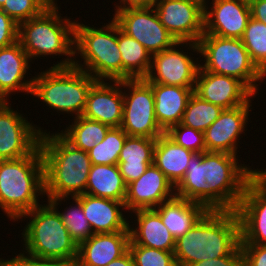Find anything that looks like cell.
I'll use <instances>...</instances> for the list:
<instances>
[{
    "instance_id": "6da1fadb",
    "label": "cell",
    "mask_w": 266,
    "mask_h": 266,
    "mask_svg": "<svg viewBox=\"0 0 266 266\" xmlns=\"http://www.w3.org/2000/svg\"><path fill=\"white\" fill-rule=\"evenodd\" d=\"M240 244V221L235 210H208L175 241L177 266L228 256Z\"/></svg>"
},
{
    "instance_id": "7a4b0ae2",
    "label": "cell",
    "mask_w": 266,
    "mask_h": 266,
    "mask_svg": "<svg viewBox=\"0 0 266 266\" xmlns=\"http://www.w3.org/2000/svg\"><path fill=\"white\" fill-rule=\"evenodd\" d=\"M45 129L39 146L44 162L45 199L76 197L86 191L92 163L88 152L75 148L60 133Z\"/></svg>"
},
{
    "instance_id": "3957f363",
    "label": "cell",
    "mask_w": 266,
    "mask_h": 266,
    "mask_svg": "<svg viewBox=\"0 0 266 266\" xmlns=\"http://www.w3.org/2000/svg\"><path fill=\"white\" fill-rule=\"evenodd\" d=\"M57 2L54 1L39 16L18 25V41L28 54L31 63L37 58L50 56L56 59L58 56L62 59L53 63L51 67L74 65L76 19L62 17L63 14L60 13ZM63 56L66 58L64 59Z\"/></svg>"
},
{
    "instance_id": "277c9868",
    "label": "cell",
    "mask_w": 266,
    "mask_h": 266,
    "mask_svg": "<svg viewBox=\"0 0 266 266\" xmlns=\"http://www.w3.org/2000/svg\"><path fill=\"white\" fill-rule=\"evenodd\" d=\"M40 197L46 198L40 146L28 156L0 160V210L10 221L41 205Z\"/></svg>"
},
{
    "instance_id": "5b68a950",
    "label": "cell",
    "mask_w": 266,
    "mask_h": 266,
    "mask_svg": "<svg viewBox=\"0 0 266 266\" xmlns=\"http://www.w3.org/2000/svg\"><path fill=\"white\" fill-rule=\"evenodd\" d=\"M42 202L47 204L43 203L33 208L17 220H29L21 229L23 250L20 251L37 259L75 262L77 243L69 235L58 211L48 201Z\"/></svg>"
},
{
    "instance_id": "8992f818",
    "label": "cell",
    "mask_w": 266,
    "mask_h": 266,
    "mask_svg": "<svg viewBox=\"0 0 266 266\" xmlns=\"http://www.w3.org/2000/svg\"><path fill=\"white\" fill-rule=\"evenodd\" d=\"M110 18L112 20L100 28L94 25L91 27L89 23L85 25L76 19L74 66L84 70L96 80L122 81L118 24L112 17Z\"/></svg>"
},
{
    "instance_id": "52a82bcc",
    "label": "cell",
    "mask_w": 266,
    "mask_h": 266,
    "mask_svg": "<svg viewBox=\"0 0 266 266\" xmlns=\"http://www.w3.org/2000/svg\"><path fill=\"white\" fill-rule=\"evenodd\" d=\"M97 80L77 67H49L33 76L30 95L48 109L72 118L82 116L88 92ZM55 110V111H54Z\"/></svg>"
},
{
    "instance_id": "ba28073f",
    "label": "cell",
    "mask_w": 266,
    "mask_h": 266,
    "mask_svg": "<svg viewBox=\"0 0 266 266\" xmlns=\"http://www.w3.org/2000/svg\"><path fill=\"white\" fill-rule=\"evenodd\" d=\"M198 46L199 56L204 58L200 59L203 70L235 77L257 95L266 76L252 62L241 39L203 34Z\"/></svg>"
},
{
    "instance_id": "9c48e42d",
    "label": "cell",
    "mask_w": 266,
    "mask_h": 266,
    "mask_svg": "<svg viewBox=\"0 0 266 266\" xmlns=\"http://www.w3.org/2000/svg\"><path fill=\"white\" fill-rule=\"evenodd\" d=\"M237 155L203 152V172L211 186V210H236L250 180V166ZM240 162V163H239Z\"/></svg>"
},
{
    "instance_id": "30bf717a",
    "label": "cell",
    "mask_w": 266,
    "mask_h": 266,
    "mask_svg": "<svg viewBox=\"0 0 266 266\" xmlns=\"http://www.w3.org/2000/svg\"><path fill=\"white\" fill-rule=\"evenodd\" d=\"M190 50L197 56L200 54L195 42H177L173 47L153 54L149 73L144 80L147 83L195 88L201 57H192L194 53Z\"/></svg>"
},
{
    "instance_id": "8fae6325",
    "label": "cell",
    "mask_w": 266,
    "mask_h": 266,
    "mask_svg": "<svg viewBox=\"0 0 266 266\" xmlns=\"http://www.w3.org/2000/svg\"><path fill=\"white\" fill-rule=\"evenodd\" d=\"M123 118L121 128L128 136L158 138L165 131L154 111L152 87L144 79L122 80ZM126 90V91H125Z\"/></svg>"
},
{
    "instance_id": "7c38bea8",
    "label": "cell",
    "mask_w": 266,
    "mask_h": 266,
    "mask_svg": "<svg viewBox=\"0 0 266 266\" xmlns=\"http://www.w3.org/2000/svg\"><path fill=\"white\" fill-rule=\"evenodd\" d=\"M120 29L140 42L151 55L173 47L178 41L160 22L154 7L114 8Z\"/></svg>"
},
{
    "instance_id": "4fadbf2b",
    "label": "cell",
    "mask_w": 266,
    "mask_h": 266,
    "mask_svg": "<svg viewBox=\"0 0 266 266\" xmlns=\"http://www.w3.org/2000/svg\"><path fill=\"white\" fill-rule=\"evenodd\" d=\"M0 101V160H14L30 155L38 146L44 127L28 121L22 111ZM20 113H19V112Z\"/></svg>"
},
{
    "instance_id": "5bb4252c",
    "label": "cell",
    "mask_w": 266,
    "mask_h": 266,
    "mask_svg": "<svg viewBox=\"0 0 266 266\" xmlns=\"http://www.w3.org/2000/svg\"><path fill=\"white\" fill-rule=\"evenodd\" d=\"M160 22L178 42L198 43L204 34V8L188 0H158Z\"/></svg>"
},
{
    "instance_id": "9a60e30c",
    "label": "cell",
    "mask_w": 266,
    "mask_h": 266,
    "mask_svg": "<svg viewBox=\"0 0 266 266\" xmlns=\"http://www.w3.org/2000/svg\"><path fill=\"white\" fill-rule=\"evenodd\" d=\"M254 97L256 95L245 105L223 109L220 116L204 131L206 151L241 156L238 155L239 150L237 149L238 147L241 148L240 136L242 134L246 135L247 124L251 121L250 118H253L249 117V113L253 111L251 103L254 101Z\"/></svg>"
},
{
    "instance_id": "2e32d148",
    "label": "cell",
    "mask_w": 266,
    "mask_h": 266,
    "mask_svg": "<svg viewBox=\"0 0 266 266\" xmlns=\"http://www.w3.org/2000/svg\"><path fill=\"white\" fill-rule=\"evenodd\" d=\"M250 18L248 0H212L204 9V34L241 39Z\"/></svg>"
},
{
    "instance_id": "e0dca14e",
    "label": "cell",
    "mask_w": 266,
    "mask_h": 266,
    "mask_svg": "<svg viewBox=\"0 0 266 266\" xmlns=\"http://www.w3.org/2000/svg\"><path fill=\"white\" fill-rule=\"evenodd\" d=\"M194 93L222 109L245 105L255 94L239 79L198 70Z\"/></svg>"
},
{
    "instance_id": "ac0fdd59",
    "label": "cell",
    "mask_w": 266,
    "mask_h": 266,
    "mask_svg": "<svg viewBox=\"0 0 266 266\" xmlns=\"http://www.w3.org/2000/svg\"><path fill=\"white\" fill-rule=\"evenodd\" d=\"M174 196V185L153 163L138 179L127 184L124 204L130 213L138 209H154Z\"/></svg>"
},
{
    "instance_id": "d6986e66",
    "label": "cell",
    "mask_w": 266,
    "mask_h": 266,
    "mask_svg": "<svg viewBox=\"0 0 266 266\" xmlns=\"http://www.w3.org/2000/svg\"><path fill=\"white\" fill-rule=\"evenodd\" d=\"M235 211L240 221V245H266V193L249 180Z\"/></svg>"
},
{
    "instance_id": "ffe728a7",
    "label": "cell",
    "mask_w": 266,
    "mask_h": 266,
    "mask_svg": "<svg viewBox=\"0 0 266 266\" xmlns=\"http://www.w3.org/2000/svg\"><path fill=\"white\" fill-rule=\"evenodd\" d=\"M123 107L122 81L97 80L88 92L82 116L109 127H121Z\"/></svg>"
},
{
    "instance_id": "44dd1931",
    "label": "cell",
    "mask_w": 266,
    "mask_h": 266,
    "mask_svg": "<svg viewBox=\"0 0 266 266\" xmlns=\"http://www.w3.org/2000/svg\"><path fill=\"white\" fill-rule=\"evenodd\" d=\"M31 67L28 54L19 41L0 48V101L9 102L12 93H31L33 76L28 72Z\"/></svg>"
},
{
    "instance_id": "7402d4cb",
    "label": "cell",
    "mask_w": 266,
    "mask_h": 266,
    "mask_svg": "<svg viewBox=\"0 0 266 266\" xmlns=\"http://www.w3.org/2000/svg\"><path fill=\"white\" fill-rule=\"evenodd\" d=\"M76 198L81 202L83 213L94 234L129 231L130 220L129 216H125L128 211L123 202L86 193Z\"/></svg>"
},
{
    "instance_id": "603a6c76",
    "label": "cell",
    "mask_w": 266,
    "mask_h": 266,
    "mask_svg": "<svg viewBox=\"0 0 266 266\" xmlns=\"http://www.w3.org/2000/svg\"><path fill=\"white\" fill-rule=\"evenodd\" d=\"M130 231L93 234L78 245L76 262L81 266H106L129 250Z\"/></svg>"
},
{
    "instance_id": "cb8c5ba5",
    "label": "cell",
    "mask_w": 266,
    "mask_h": 266,
    "mask_svg": "<svg viewBox=\"0 0 266 266\" xmlns=\"http://www.w3.org/2000/svg\"><path fill=\"white\" fill-rule=\"evenodd\" d=\"M129 214L131 216L129 218L135 216L134 223L133 220L129 222V245L146 246L169 252L174 251L176 240L164 226L160 215L154 209H138Z\"/></svg>"
},
{
    "instance_id": "d4e9b609",
    "label": "cell",
    "mask_w": 266,
    "mask_h": 266,
    "mask_svg": "<svg viewBox=\"0 0 266 266\" xmlns=\"http://www.w3.org/2000/svg\"><path fill=\"white\" fill-rule=\"evenodd\" d=\"M153 90L154 111L159 126L166 132L179 124L194 88L148 83Z\"/></svg>"
},
{
    "instance_id": "484cf974",
    "label": "cell",
    "mask_w": 266,
    "mask_h": 266,
    "mask_svg": "<svg viewBox=\"0 0 266 266\" xmlns=\"http://www.w3.org/2000/svg\"><path fill=\"white\" fill-rule=\"evenodd\" d=\"M154 210L174 239L185 235L208 211L201 203L174 196Z\"/></svg>"
},
{
    "instance_id": "4316f807",
    "label": "cell",
    "mask_w": 266,
    "mask_h": 266,
    "mask_svg": "<svg viewBox=\"0 0 266 266\" xmlns=\"http://www.w3.org/2000/svg\"><path fill=\"white\" fill-rule=\"evenodd\" d=\"M156 139L127 136L118 159L119 171L126 185L138 179L153 164Z\"/></svg>"
},
{
    "instance_id": "83f0119b",
    "label": "cell",
    "mask_w": 266,
    "mask_h": 266,
    "mask_svg": "<svg viewBox=\"0 0 266 266\" xmlns=\"http://www.w3.org/2000/svg\"><path fill=\"white\" fill-rule=\"evenodd\" d=\"M193 154L164 133L156 139L153 163L175 187L184 177Z\"/></svg>"
},
{
    "instance_id": "f1b7e54d",
    "label": "cell",
    "mask_w": 266,
    "mask_h": 266,
    "mask_svg": "<svg viewBox=\"0 0 266 266\" xmlns=\"http://www.w3.org/2000/svg\"><path fill=\"white\" fill-rule=\"evenodd\" d=\"M126 184L118 165H93L89 171L86 194L125 202Z\"/></svg>"
},
{
    "instance_id": "f546056e",
    "label": "cell",
    "mask_w": 266,
    "mask_h": 266,
    "mask_svg": "<svg viewBox=\"0 0 266 266\" xmlns=\"http://www.w3.org/2000/svg\"><path fill=\"white\" fill-rule=\"evenodd\" d=\"M175 196L201 203L211 210V186L203 172V153L191 156L184 177L175 186Z\"/></svg>"
},
{
    "instance_id": "4dcf8cb0",
    "label": "cell",
    "mask_w": 266,
    "mask_h": 266,
    "mask_svg": "<svg viewBox=\"0 0 266 266\" xmlns=\"http://www.w3.org/2000/svg\"><path fill=\"white\" fill-rule=\"evenodd\" d=\"M118 47L122 59V80L144 79L151 67V53L118 25Z\"/></svg>"
},
{
    "instance_id": "1f68e13d",
    "label": "cell",
    "mask_w": 266,
    "mask_h": 266,
    "mask_svg": "<svg viewBox=\"0 0 266 266\" xmlns=\"http://www.w3.org/2000/svg\"><path fill=\"white\" fill-rule=\"evenodd\" d=\"M70 123L59 133L75 148L85 152L91 150L97 143L102 142L111 128L106 124L83 116L73 118L72 123Z\"/></svg>"
},
{
    "instance_id": "d6a6232c",
    "label": "cell",
    "mask_w": 266,
    "mask_h": 266,
    "mask_svg": "<svg viewBox=\"0 0 266 266\" xmlns=\"http://www.w3.org/2000/svg\"><path fill=\"white\" fill-rule=\"evenodd\" d=\"M72 200L73 203L64 210H59L62 202L67 203L66 200ZM60 214L64 226L69 231V235L74 239L77 245L88 240L94 233L83 213L81 202L76 197H57L46 199ZM59 205V206H58Z\"/></svg>"
},
{
    "instance_id": "836d02e7",
    "label": "cell",
    "mask_w": 266,
    "mask_h": 266,
    "mask_svg": "<svg viewBox=\"0 0 266 266\" xmlns=\"http://www.w3.org/2000/svg\"><path fill=\"white\" fill-rule=\"evenodd\" d=\"M222 111L221 107L207 102L193 93L187 102L180 124L204 132Z\"/></svg>"
},
{
    "instance_id": "e575fe53",
    "label": "cell",
    "mask_w": 266,
    "mask_h": 266,
    "mask_svg": "<svg viewBox=\"0 0 266 266\" xmlns=\"http://www.w3.org/2000/svg\"><path fill=\"white\" fill-rule=\"evenodd\" d=\"M128 134L121 127H111L104 140L88 151L93 165H118L121 149Z\"/></svg>"
},
{
    "instance_id": "d590c367",
    "label": "cell",
    "mask_w": 266,
    "mask_h": 266,
    "mask_svg": "<svg viewBox=\"0 0 266 266\" xmlns=\"http://www.w3.org/2000/svg\"><path fill=\"white\" fill-rule=\"evenodd\" d=\"M241 41L252 62L266 76V24L251 17Z\"/></svg>"
},
{
    "instance_id": "8d00e7d4",
    "label": "cell",
    "mask_w": 266,
    "mask_h": 266,
    "mask_svg": "<svg viewBox=\"0 0 266 266\" xmlns=\"http://www.w3.org/2000/svg\"><path fill=\"white\" fill-rule=\"evenodd\" d=\"M54 0H6L0 8L18 25L39 16Z\"/></svg>"
},
{
    "instance_id": "74e56055",
    "label": "cell",
    "mask_w": 266,
    "mask_h": 266,
    "mask_svg": "<svg viewBox=\"0 0 266 266\" xmlns=\"http://www.w3.org/2000/svg\"><path fill=\"white\" fill-rule=\"evenodd\" d=\"M135 266H177L174 252L140 245H129Z\"/></svg>"
},
{
    "instance_id": "f35d334b",
    "label": "cell",
    "mask_w": 266,
    "mask_h": 266,
    "mask_svg": "<svg viewBox=\"0 0 266 266\" xmlns=\"http://www.w3.org/2000/svg\"><path fill=\"white\" fill-rule=\"evenodd\" d=\"M165 134L177 145L194 153L206 152L204 132H200L179 123L171 126Z\"/></svg>"
},
{
    "instance_id": "ab89813d",
    "label": "cell",
    "mask_w": 266,
    "mask_h": 266,
    "mask_svg": "<svg viewBox=\"0 0 266 266\" xmlns=\"http://www.w3.org/2000/svg\"><path fill=\"white\" fill-rule=\"evenodd\" d=\"M18 41V24L0 9V48Z\"/></svg>"
},
{
    "instance_id": "60d3db41",
    "label": "cell",
    "mask_w": 266,
    "mask_h": 266,
    "mask_svg": "<svg viewBox=\"0 0 266 266\" xmlns=\"http://www.w3.org/2000/svg\"><path fill=\"white\" fill-rule=\"evenodd\" d=\"M187 266H245V260L239 244L228 256L207 259Z\"/></svg>"
},
{
    "instance_id": "b9f144b4",
    "label": "cell",
    "mask_w": 266,
    "mask_h": 266,
    "mask_svg": "<svg viewBox=\"0 0 266 266\" xmlns=\"http://www.w3.org/2000/svg\"><path fill=\"white\" fill-rule=\"evenodd\" d=\"M245 266H266V245H240Z\"/></svg>"
},
{
    "instance_id": "7bdbcfd3",
    "label": "cell",
    "mask_w": 266,
    "mask_h": 266,
    "mask_svg": "<svg viewBox=\"0 0 266 266\" xmlns=\"http://www.w3.org/2000/svg\"><path fill=\"white\" fill-rule=\"evenodd\" d=\"M20 253L15 257L8 258L6 261L11 266H64L63 261L59 260H47V259H37L26 255L25 253Z\"/></svg>"
},
{
    "instance_id": "ee69618b",
    "label": "cell",
    "mask_w": 266,
    "mask_h": 266,
    "mask_svg": "<svg viewBox=\"0 0 266 266\" xmlns=\"http://www.w3.org/2000/svg\"><path fill=\"white\" fill-rule=\"evenodd\" d=\"M251 17L266 24V0H248Z\"/></svg>"
},
{
    "instance_id": "f6af8a7d",
    "label": "cell",
    "mask_w": 266,
    "mask_h": 266,
    "mask_svg": "<svg viewBox=\"0 0 266 266\" xmlns=\"http://www.w3.org/2000/svg\"><path fill=\"white\" fill-rule=\"evenodd\" d=\"M250 180L264 193H266V168L256 167V169L250 166Z\"/></svg>"
},
{
    "instance_id": "bcb514c9",
    "label": "cell",
    "mask_w": 266,
    "mask_h": 266,
    "mask_svg": "<svg viewBox=\"0 0 266 266\" xmlns=\"http://www.w3.org/2000/svg\"><path fill=\"white\" fill-rule=\"evenodd\" d=\"M117 1V0H115ZM158 0H118L114 8L124 7H154Z\"/></svg>"
},
{
    "instance_id": "7dc6e473",
    "label": "cell",
    "mask_w": 266,
    "mask_h": 266,
    "mask_svg": "<svg viewBox=\"0 0 266 266\" xmlns=\"http://www.w3.org/2000/svg\"><path fill=\"white\" fill-rule=\"evenodd\" d=\"M106 266H135V263H134L132 254L128 250L124 255L111 261Z\"/></svg>"
},
{
    "instance_id": "c3c4849f",
    "label": "cell",
    "mask_w": 266,
    "mask_h": 266,
    "mask_svg": "<svg viewBox=\"0 0 266 266\" xmlns=\"http://www.w3.org/2000/svg\"><path fill=\"white\" fill-rule=\"evenodd\" d=\"M188 1H192V2L200 5L204 9L207 7L208 3L210 2V0H188Z\"/></svg>"
},
{
    "instance_id": "681fc988",
    "label": "cell",
    "mask_w": 266,
    "mask_h": 266,
    "mask_svg": "<svg viewBox=\"0 0 266 266\" xmlns=\"http://www.w3.org/2000/svg\"><path fill=\"white\" fill-rule=\"evenodd\" d=\"M64 266H81V265H79V264L75 261V262H71V263H66V262H64Z\"/></svg>"
},
{
    "instance_id": "f907efd6",
    "label": "cell",
    "mask_w": 266,
    "mask_h": 266,
    "mask_svg": "<svg viewBox=\"0 0 266 266\" xmlns=\"http://www.w3.org/2000/svg\"><path fill=\"white\" fill-rule=\"evenodd\" d=\"M6 261V259L0 258V266Z\"/></svg>"
},
{
    "instance_id": "816d5d0a",
    "label": "cell",
    "mask_w": 266,
    "mask_h": 266,
    "mask_svg": "<svg viewBox=\"0 0 266 266\" xmlns=\"http://www.w3.org/2000/svg\"><path fill=\"white\" fill-rule=\"evenodd\" d=\"M1 266H11L7 261H5Z\"/></svg>"
},
{
    "instance_id": "f5cc1de1",
    "label": "cell",
    "mask_w": 266,
    "mask_h": 266,
    "mask_svg": "<svg viewBox=\"0 0 266 266\" xmlns=\"http://www.w3.org/2000/svg\"><path fill=\"white\" fill-rule=\"evenodd\" d=\"M6 0H0V8L2 7V5L5 3Z\"/></svg>"
}]
</instances>
